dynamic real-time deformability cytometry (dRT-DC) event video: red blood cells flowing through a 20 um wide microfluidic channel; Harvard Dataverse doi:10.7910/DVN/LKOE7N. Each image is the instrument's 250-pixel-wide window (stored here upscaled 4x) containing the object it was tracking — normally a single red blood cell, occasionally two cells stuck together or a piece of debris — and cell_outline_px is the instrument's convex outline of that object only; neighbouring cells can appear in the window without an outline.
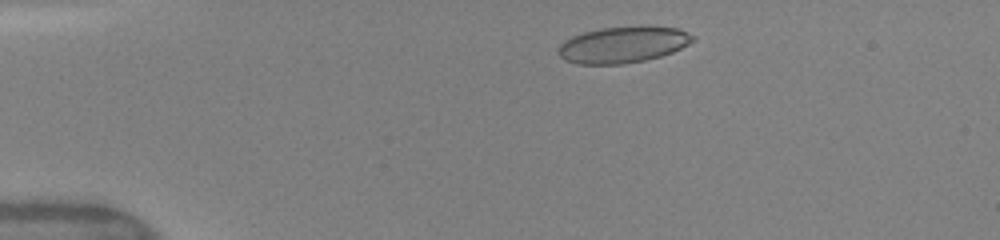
{"species": "human", "species_latin": "Homo sapiens", "temperature_condition": "warm", "stored_images_in_passage": 36, "camera_frame_rate_fps": 3000, "um_per_image_px": 0.085, "donor": {"sex": "female"}, "frame": {"image": 1, "passage_image": 6, "time_ms": 1.333, "image_size_px": [1000, 240], "cell_outline_px": [[696, 40], [672, 52], [660, 56], [644, 60], [624, 64], [576, 64], [564, 60], [560, 56], [560, 44], [564, 40], [572, 36], [584, 32], [600, 28], [676, 28], [696, 36]], "centroid_in_image_um": [52.92, 3.83], "position_along_channel_um": 32.1, "area_um2": 27.74}}
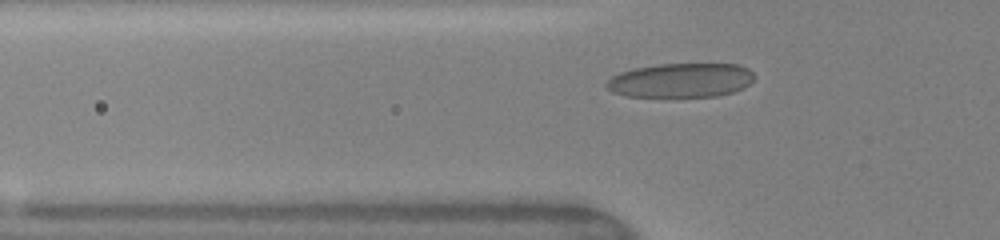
{"frame": {"image": 2, "passage_image": 19, "time_ms": 3.667, "image_size_px": [1000, 240], "cell_outline_px": [[756, 76], [744, 88], [732, 92], [716, 96], [624, 96], [612, 92], [604, 84], [612, 76], [620, 72], [636, 68], [660, 64], [736, 64], [748, 68]], "centroid_in_image_um": [57.87, 6.82], "position_along_channel_um": 67.9, "area_um2": 29.36}}